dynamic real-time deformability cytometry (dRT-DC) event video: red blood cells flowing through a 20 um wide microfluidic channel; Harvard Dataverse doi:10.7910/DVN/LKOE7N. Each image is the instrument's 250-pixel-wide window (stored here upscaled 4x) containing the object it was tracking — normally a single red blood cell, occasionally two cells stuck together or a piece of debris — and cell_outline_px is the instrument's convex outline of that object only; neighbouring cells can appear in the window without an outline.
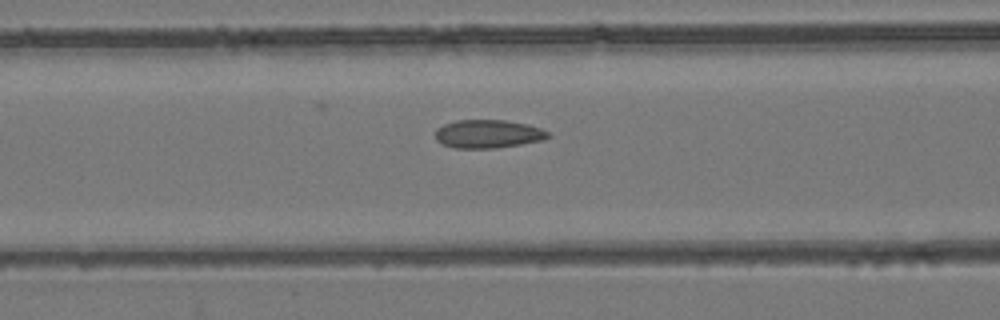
{"species": "common noctule bat (a hibernating species)", "species_latin": "Nyctalus noctula", "temperature_condition": "room temperature", "stored_images_in_passage": 54, "camera_frame_rate_fps": 3000, "um_per_image_px": 0.085, "animal": {"sex": "female", "body_mass_g": 24.6, "forearm_length_mm": 56.2}, "frame": {"image": 1, "passage_image": 22, "time_ms": 7.0, "image_size_px": [1000, 320], "cell_outline_px": [[552, 136], [544, 140], [496, 148], [456, 148], [444, 144], [436, 140], [436, 128], [444, 124], [456, 120], [504, 120], [528, 124], [540, 128], [548, 132]], "centroid_in_image_um": [41.5, 11.38], "position_along_channel_um": 125.1, "area_um2": 18.61}}
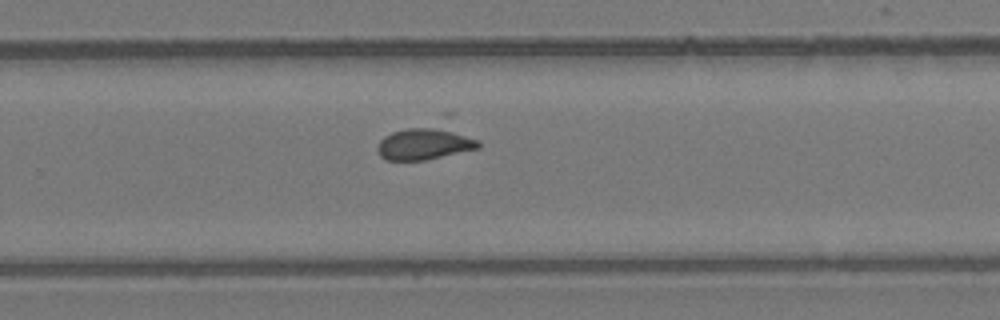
{"frame": {"image": 2, "passage_image": 35, "time_ms": 11.333, "image_size_px": [1000, 320], "cell_outline_px": [[480, 148], [424, 160], [384, 160], [380, 156], [376, 148], [380, 140], [384, 136], [392, 132], [404, 128], [432, 128], [452, 132], [480, 140]], "centroid_in_image_um": [36.0, 12.26], "position_along_channel_um": 293.8, "area_um2": 18.15}}
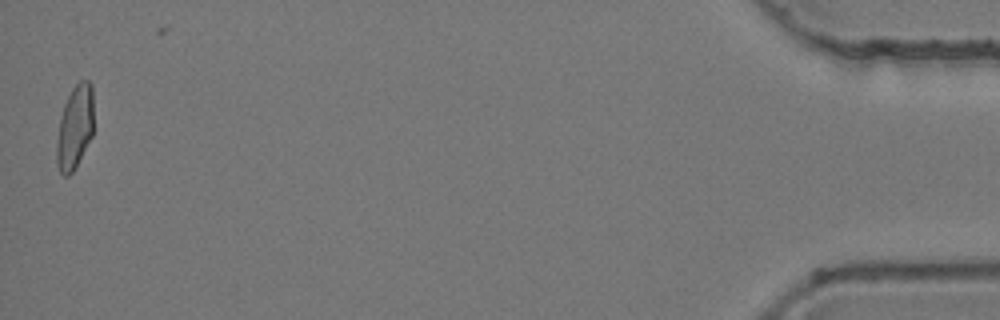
{"frame": {"image": 3, "passage_image": 53, "time_ms": 17.333, "image_size_px": [1000, 320], "cell_outline_px": [[92, 136], [72, 172], [68, 176], [64, 176], [60, 172], [56, 164], [56, 144], [60, 116], [64, 104], [72, 88], [80, 80], [88, 80], [92, 84]], "centroid_in_image_um": [6.34, 10.81], "position_along_channel_um": 428.9, "area_um2": 17.92}, "authors_computed_cell_mechanics": {"area_um2": 18.4382, "velocity_mm_per_s": 3.899, "shape_relaxation_time_tau1_ms": 7.555, "shape_relaxation_time_tau2_ms": 1.9832, "deformation_change_tau1": 0.159, "deformation_change_tau2": 0.048}}